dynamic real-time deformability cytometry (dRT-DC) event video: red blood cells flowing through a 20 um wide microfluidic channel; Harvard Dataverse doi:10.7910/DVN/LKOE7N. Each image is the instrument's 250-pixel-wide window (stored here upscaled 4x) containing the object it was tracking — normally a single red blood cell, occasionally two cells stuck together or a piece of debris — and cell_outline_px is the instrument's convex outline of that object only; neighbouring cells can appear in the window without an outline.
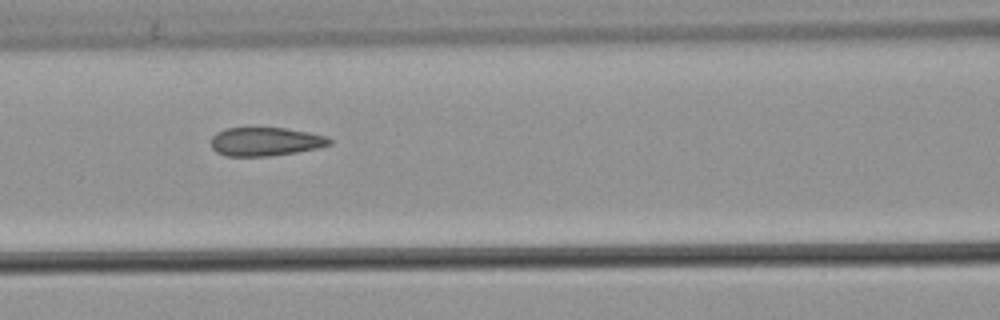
{"species": "common noctule bat (a hibernating species)", "species_latin": "Nyctalus noctula", "temperature_condition": "warm", "stored_images_in_passage": 7, "camera_frame_rate_fps": 3000, "um_per_image_px": 0.085, "animal": {"sex": "male", "body_mass_g": 21.5, "forearm_length_mm": 52.0}, "frame": {"image": 1, "passage_image": 5, "time_ms": 1.333, "image_size_px": [1000, 320], "cell_outline_px": [[332, 144], [316, 148], [296, 152], [268, 156], [224, 156], [216, 152], [212, 148], [212, 136], [216, 132], [224, 128], [288, 128], [328, 136], [332, 140]], "centroid_in_image_um": [22.56, 12.03], "position_along_channel_um": 144.0, "area_um2": 19.83}}